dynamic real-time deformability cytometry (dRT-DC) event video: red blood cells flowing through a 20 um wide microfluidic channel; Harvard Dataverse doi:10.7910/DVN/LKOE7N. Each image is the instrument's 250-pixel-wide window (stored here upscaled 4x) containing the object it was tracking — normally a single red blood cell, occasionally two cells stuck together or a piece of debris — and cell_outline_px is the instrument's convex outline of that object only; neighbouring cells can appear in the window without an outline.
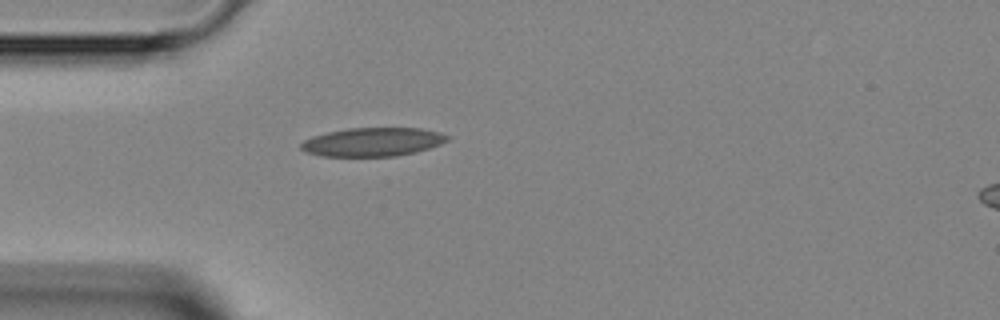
{"species": "Egyptian fruit bat (a non-hibernating species)", "species_latin": "Rousettus aegyptiacus", "temperature_condition": "room temperature", "stored_images_in_passage": 2, "camera_frame_rate_fps": 3000, "um_per_image_px": 0.085, "animal": {"sex": "female"}, "frame": {"image": 1, "passage_image": 2, "time_ms": 1.0, "image_size_px": [1000, 320], "cell_outline_px": [[448, 140], [440, 144], [416, 152], [396, 156], [320, 156], [304, 152], [300, 148], [300, 144], [304, 140], [312, 136], [328, 132], [348, 128], [420, 128], [440, 132], [448, 136]], "centroid_in_image_um": [31.64, 12.07], "position_along_channel_um": 53.4, "area_um2": 24.45}}